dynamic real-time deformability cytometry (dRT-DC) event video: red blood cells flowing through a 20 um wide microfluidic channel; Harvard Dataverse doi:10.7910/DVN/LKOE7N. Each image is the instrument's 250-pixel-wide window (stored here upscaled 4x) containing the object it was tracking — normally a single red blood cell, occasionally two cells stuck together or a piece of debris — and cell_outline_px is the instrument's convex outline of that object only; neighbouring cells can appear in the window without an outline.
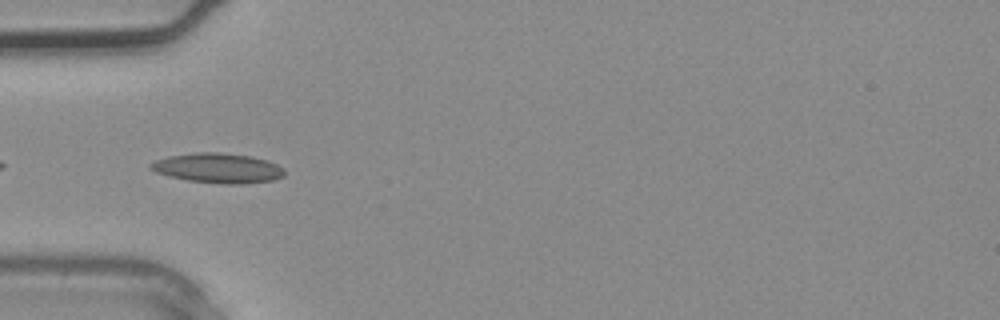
{"species": "common noctule bat (a hibernating species)", "species_latin": "Nyctalus noctula", "temperature_condition": "warm", "stored_images_in_passage": 3, "camera_frame_rate_fps": 3000, "um_per_image_px": 0.085, "animal": {"sex": "male", "body_mass_g": 20.4}, "frame": {"image": 1, "passage_image": 3, "time_ms": 0.667, "image_size_px": [1000, 320], "cell_outline_px": [[284, 176], [272, 180], [240, 184], [224, 184], [188, 180], [168, 176], [156, 172], [148, 168], [148, 164], [156, 160], [168, 156], [196, 152], [216, 152], [252, 156], [268, 160], [284, 168]], "centroid_in_image_um": [18.51, 14.28], "position_along_channel_um": 66.5, "area_um2": 23.29}}